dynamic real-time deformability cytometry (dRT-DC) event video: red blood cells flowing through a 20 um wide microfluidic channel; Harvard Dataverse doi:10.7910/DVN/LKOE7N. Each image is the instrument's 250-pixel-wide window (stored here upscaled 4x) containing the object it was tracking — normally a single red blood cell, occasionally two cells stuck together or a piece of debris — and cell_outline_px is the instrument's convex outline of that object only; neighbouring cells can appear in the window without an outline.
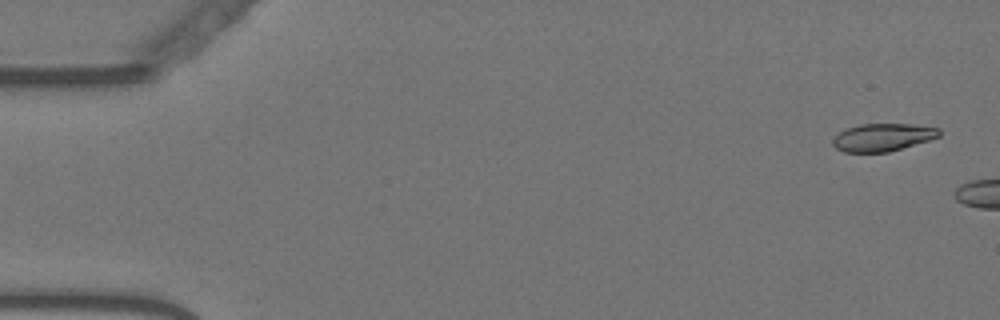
{"species": "Egyptian fruit bat (a non-hibernating species)", "species_latin": "Rousettus aegyptiacus", "temperature_condition": "warm", "stored_images_in_passage": 5, "camera_frame_rate_fps": 3000, "um_per_image_px": 0.085, "animal": {"sex": "female"}, "frame": {"image": 1, "passage_image": 2, "time_ms": 0.333, "image_size_px": [1000, 320], "cell_outline_px": [[940, 136], [928, 140], [888, 152], [844, 152], [836, 148], [832, 144], [832, 140], [840, 132], [848, 128], [860, 124], [912, 124], [940, 128]], "centroid_in_image_um": [75.03, 11.67], "position_along_channel_um": 10.0, "area_um2": 16.99}}